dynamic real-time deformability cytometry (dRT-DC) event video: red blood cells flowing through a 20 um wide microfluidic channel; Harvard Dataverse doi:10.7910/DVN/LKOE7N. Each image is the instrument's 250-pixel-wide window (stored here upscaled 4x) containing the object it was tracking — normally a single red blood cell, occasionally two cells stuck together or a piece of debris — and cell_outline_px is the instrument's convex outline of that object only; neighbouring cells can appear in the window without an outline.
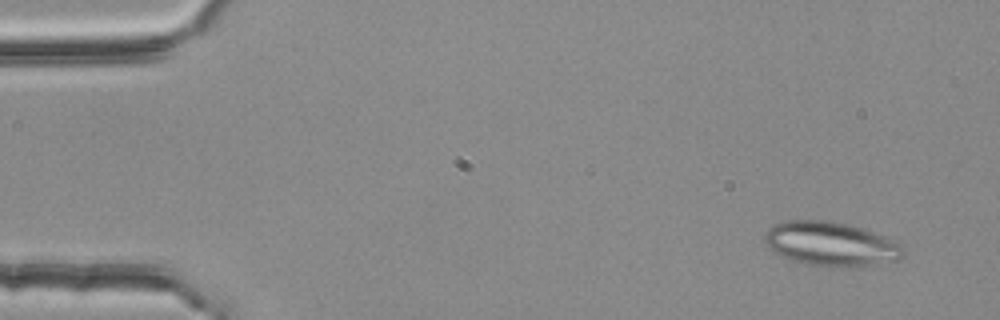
{"species": "common noctule bat (a hibernating species)", "species_latin": "Nyctalus noctula", "temperature_condition": "room temperature", "stored_images_in_passage": 50, "segment_of_instrument_passage": [1, 2], "camera_frame_rate_fps": 3000, "um_per_image_px": 0.085, "animal": {"sex": "female", "body_mass_g": 25.1}, "frame": {"image": 1, "passage_image": 1, "time_ms": 0.0, "image_size_px": [1000, 320], "cell_outline_px": [[904, 256], [896, 260], [868, 264], [808, 264], [792, 260], [776, 252], [764, 240], [764, 236], [768, 228], [772, 224], [784, 220], [828, 220], [848, 224], [884, 236], [904, 244]], "centroid_in_image_um": [70.61, 20.67], "position_along_channel_um": 14.4, "area_um2": 34.56}}